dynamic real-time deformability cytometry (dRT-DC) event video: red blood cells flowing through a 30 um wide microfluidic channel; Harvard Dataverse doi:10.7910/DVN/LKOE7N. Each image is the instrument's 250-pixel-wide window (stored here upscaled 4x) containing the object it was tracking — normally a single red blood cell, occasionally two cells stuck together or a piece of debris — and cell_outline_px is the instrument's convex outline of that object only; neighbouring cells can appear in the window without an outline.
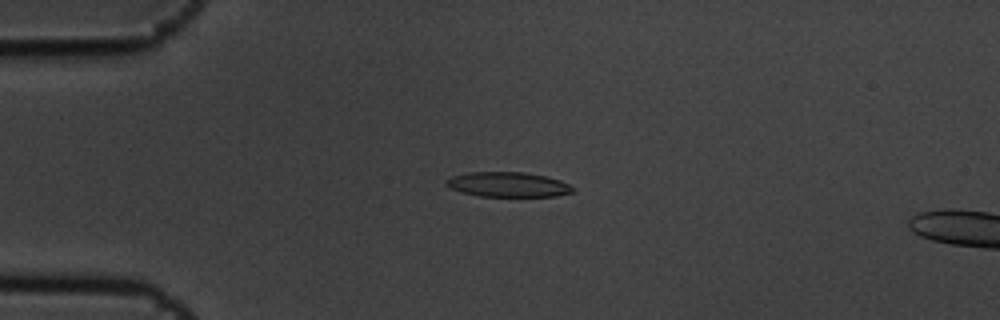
{"species": "common noctule bat (a hibernating species)", "species_latin": "Nyctalus noctula", "temperature_condition": "cold", "stored_images_in_passage": 5, "camera_frame_rate_fps": 3000, "um_per_image_px": 0.085, "animal": {"sex": "male", "body_mass_g": 19.5, "forearm_length_mm": 54.6}, "frame": {"image": 1, "passage_image": 4, "time_ms": 1.0, "image_size_px": [1000, 320], "cell_outline_px": [[576, 188], [572, 192], [556, 196], [480, 196], [460, 192], [444, 184], [444, 180], [452, 176], [468, 172], [524, 172], [548, 176], [560, 180]], "centroid_in_image_um": [43.17, 15.68], "position_along_channel_um": 41.8, "area_um2": 18.44}}